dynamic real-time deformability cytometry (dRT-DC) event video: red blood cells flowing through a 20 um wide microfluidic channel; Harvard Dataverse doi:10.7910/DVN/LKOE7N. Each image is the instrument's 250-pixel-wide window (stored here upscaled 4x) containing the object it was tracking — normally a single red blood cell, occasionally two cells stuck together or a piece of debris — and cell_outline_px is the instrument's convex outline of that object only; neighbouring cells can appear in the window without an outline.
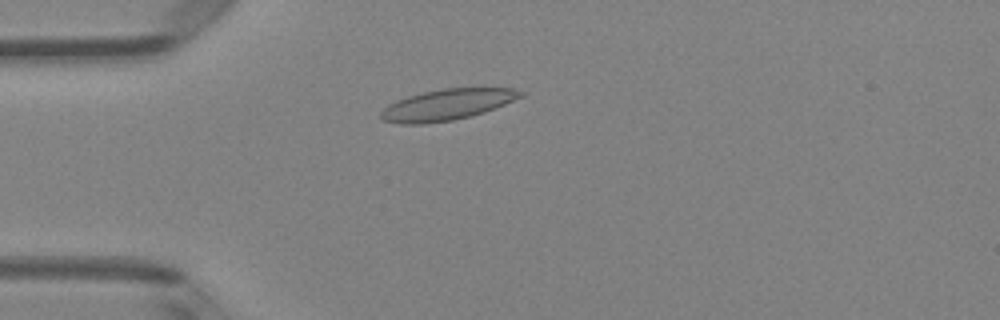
{"species": "Egyptian fruit bat (a non-hibernating species)", "species_latin": "Rousettus aegyptiacus", "temperature_condition": "room temperature", "stored_images_in_passage": 47, "camera_frame_rate_fps": 3000, "um_per_image_px": 0.085, "animal": {"sex": "female"}, "frame": {"image": 1, "passage_image": 11, "time_ms": 3.333, "image_size_px": [1000, 320], "cell_outline_px": [[524, 96], [484, 112], [452, 120], [420, 124], [400, 124], [384, 120], [380, 116], [380, 112], [388, 104], [396, 100], [408, 96], [424, 92], [444, 88], [480, 84], [512, 88], [524, 92]], "centroid_in_image_um": [38.09, 8.83], "position_along_channel_um": 46.9, "area_um2": 25.95}}
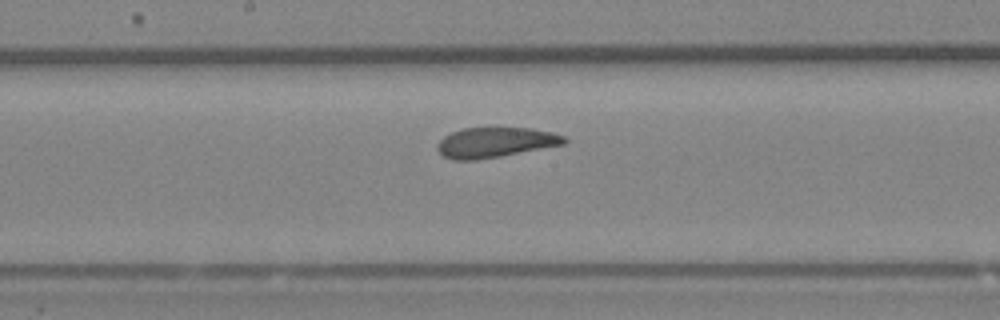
{"frame": {"image": 2, "passage_image": 24, "time_ms": 7.667, "image_size_px": [1000, 320], "cell_outline_px": [[568, 140], [564, 144], [500, 156], [476, 160], [452, 160], [444, 156], [436, 148], [436, 144], [444, 136], [460, 128], [532, 128], [552, 132], [564, 136]], "centroid_in_image_um": [42.07, 12.1], "position_along_channel_um": 206.1, "area_um2": 22.2}}
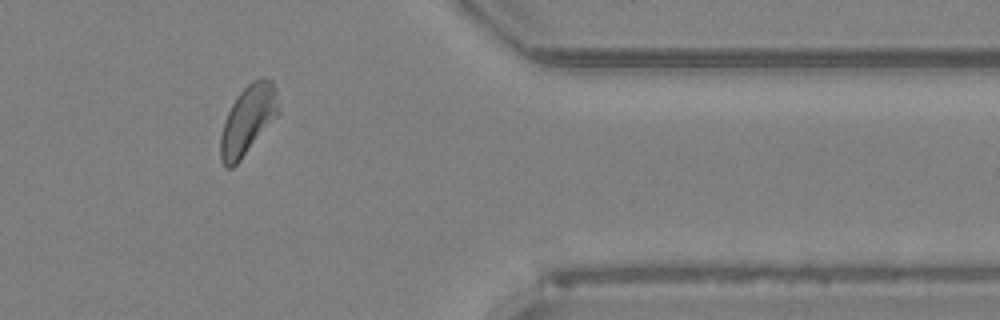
{"frame": {"image": 3, "passage_image": 39, "time_ms": 12.667, "image_size_px": [1000, 320], "cell_outline_px": [[280, 112], [240, 160], [232, 168], [224, 168], [220, 160], [220, 136], [224, 120], [232, 104], [240, 92], [252, 80], [260, 76], [264, 76], [272, 80], [276, 88]], "centroid_in_image_um": [21.07, 10.17], "position_along_channel_um": 390.3, "area_um2": 23.41}, "authors_computed_cell_mechanics": {"area_um2": 23.409, "velocity_mm_per_s": 4.0646, "shape_relaxation_time_tau1_ms": 4.9882, "shape_relaxation_time_tau2_ms": 1.9595, "deformation_change_tau1": 0.1131, "deformation_change_tau2": 0.0738}}